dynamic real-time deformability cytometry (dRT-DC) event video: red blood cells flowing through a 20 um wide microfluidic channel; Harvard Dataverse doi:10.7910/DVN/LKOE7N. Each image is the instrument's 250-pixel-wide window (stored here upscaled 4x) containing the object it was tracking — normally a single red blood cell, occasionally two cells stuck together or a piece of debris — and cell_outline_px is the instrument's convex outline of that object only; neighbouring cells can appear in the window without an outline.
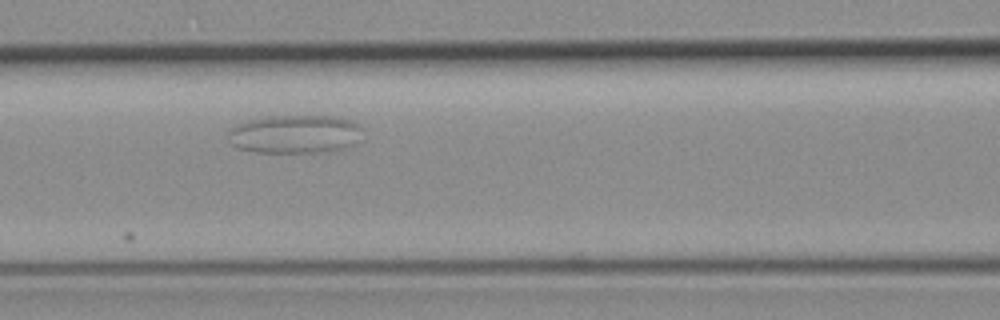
{"species": "common noctule bat (a hibernating species)", "species_latin": "Nyctalus noctula", "temperature_condition": "room temperature", "stored_images_in_passage": 4, "camera_frame_rate_fps": 3000, "um_per_image_px": 0.085, "animal": {"sex": "female", "body_mass_g": 19.3, "forearm_length_mm": 54.1}, "frame": {"image": 1, "passage_image": 3, "time_ms": 2.333, "image_size_px": [1000, 320], "cell_outline_px": [[364, 128], [352, 144], [344, 148], [324, 152], [256, 152], [236, 148], [224, 136], [228, 128], [236, 124], [248, 120], [268, 116], [332, 116], [348, 120], [360, 124]], "centroid_in_image_um": [24.97, 11.39], "position_along_channel_um": 141.6, "area_um2": 30.35}}
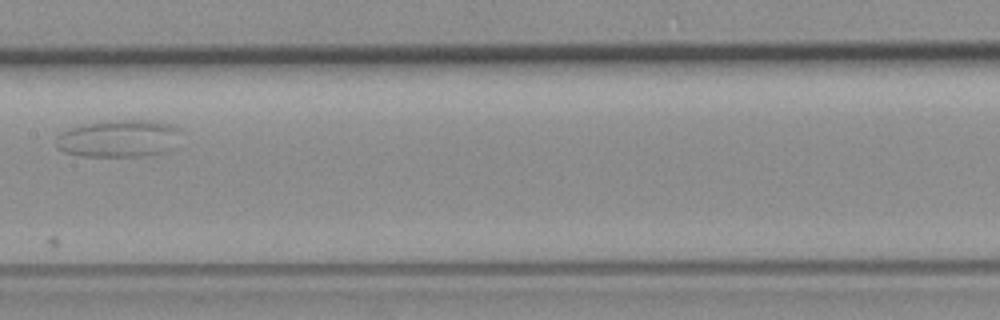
{"frame": {"image": 2, "passage_image": 4, "time_ms": 4.0, "image_size_px": [1000, 320], "cell_outline_px": [[180, 132], [176, 148], [164, 152], [140, 156], [84, 156], [64, 152], [56, 148], [56, 136], [60, 132], [84, 124], [108, 120], [148, 120], [168, 124], [180, 128]], "centroid_in_image_um": [10.1, 11.77], "position_along_channel_um": 197.3, "area_um2": 27.34}}